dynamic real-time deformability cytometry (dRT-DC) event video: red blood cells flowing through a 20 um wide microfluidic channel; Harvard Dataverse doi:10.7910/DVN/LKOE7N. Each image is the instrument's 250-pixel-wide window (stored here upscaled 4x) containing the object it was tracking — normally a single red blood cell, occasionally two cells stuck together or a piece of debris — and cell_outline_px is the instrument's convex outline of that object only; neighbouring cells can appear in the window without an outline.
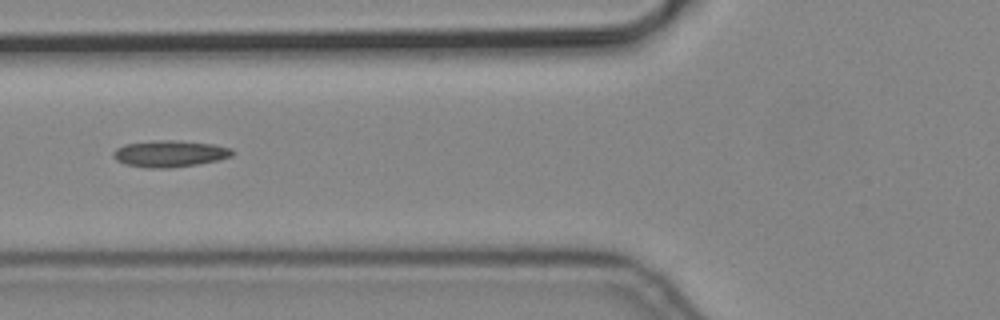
{"species": "common noctule bat (a hibernating species)", "species_latin": "Nyctalus noctula", "temperature_condition": "cold", "stored_images_in_passage": 3, "camera_frame_rate_fps": 3000, "um_per_image_px": 0.085, "animal": {"sex": "male", "body_mass_g": 19.2, "forearm_length_mm": 51.8}, "frame": {"image": 1, "passage_image": 2, "time_ms": 0.333, "image_size_px": [1000, 320], "cell_outline_px": [[236, 152], [232, 156], [220, 160], [196, 164], [168, 168], [144, 168], [124, 164], [116, 160], [112, 156], [112, 152], [116, 148], [124, 144], [152, 140], [176, 140], [212, 144], [232, 148]], "centroid_in_image_um": [14.41, 13.06], "position_along_channel_um": 111.4, "area_um2": 18.73}}
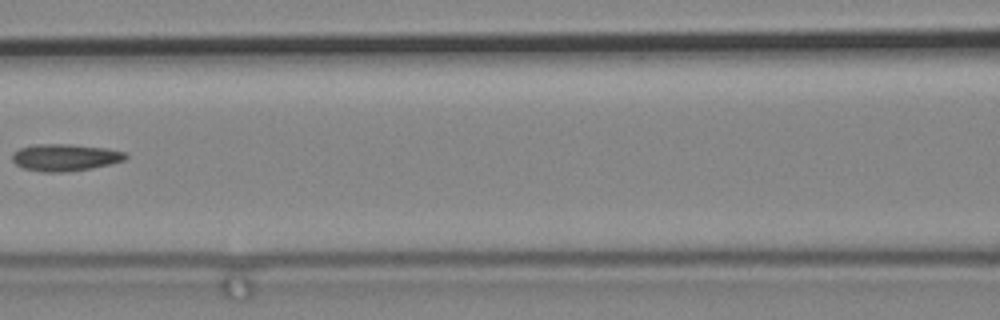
{"frame": {"image": 2, "passage_image": 3, "time_ms": 0.667, "image_size_px": [1000, 320], "cell_outline_px": [[128, 156], [124, 160], [92, 168], [68, 172], [44, 172], [24, 168], [16, 164], [12, 160], [12, 152], [20, 148], [32, 144], [72, 144], [104, 148], [124, 152]], "centroid_in_image_um": [5.49, 13.38], "position_along_channel_um": 161.1, "area_um2": 17.8}}